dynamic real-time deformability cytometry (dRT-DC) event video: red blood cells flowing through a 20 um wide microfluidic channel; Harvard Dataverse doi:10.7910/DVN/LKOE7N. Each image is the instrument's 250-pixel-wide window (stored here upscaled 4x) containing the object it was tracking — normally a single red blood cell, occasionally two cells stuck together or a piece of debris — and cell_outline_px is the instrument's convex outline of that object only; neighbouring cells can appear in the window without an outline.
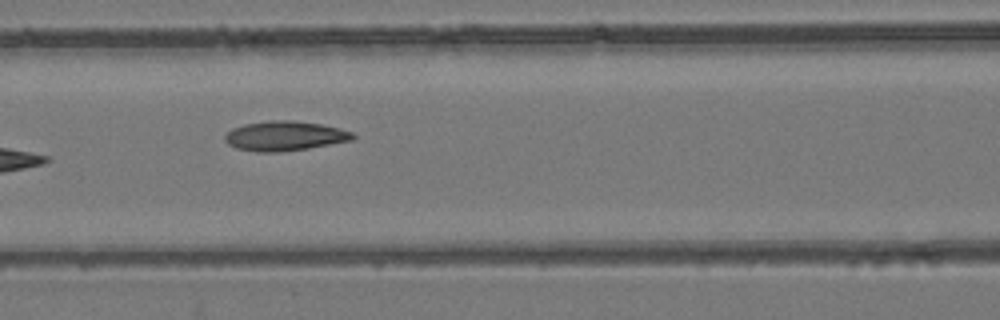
{"species": "common noctule bat (a hibernating species)", "species_latin": "Nyctalus noctula", "temperature_condition": "room temperature", "stored_images_in_passage": 7, "camera_frame_rate_fps": 3000, "um_per_image_px": 0.085, "animal": {"sex": "female", "body_mass_g": 24.6, "forearm_length_mm": 56.2}, "frame": {"image": 1, "passage_image": 6, "time_ms": 8.333, "image_size_px": [1000, 320], "cell_outline_px": [[356, 136], [352, 140], [308, 148], [276, 152], [256, 152], [236, 148], [228, 144], [224, 140], [224, 136], [232, 128], [244, 124], [268, 120], [292, 120], [320, 124], [340, 128], [352, 132]], "centroid_in_image_um": [24.18, 11.55], "position_along_channel_um": 142.4, "area_um2": 22.08}}
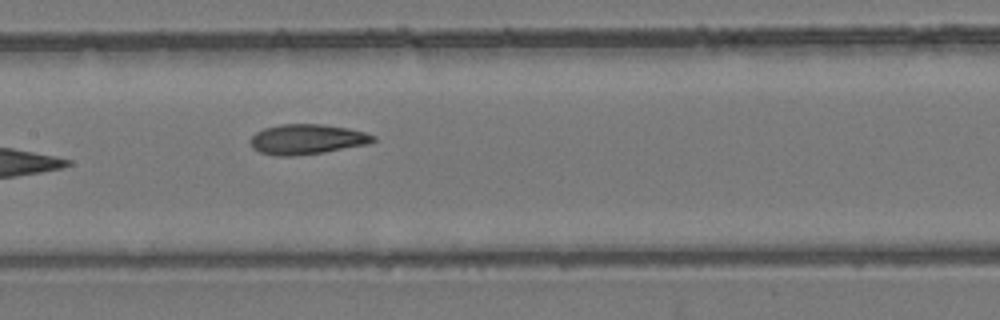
{"frame": {"image": 2, "passage_image": 7, "time_ms": 9.333, "image_size_px": [1000, 320], "cell_outline_px": [[376, 140], [368, 144], [324, 152], [292, 156], [276, 156], [260, 152], [252, 148], [248, 140], [256, 132], [264, 128], [280, 124], [324, 124], [348, 128], [364, 132], [376, 136]], "centroid_in_image_um": [26.07, 11.83], "position_along_channel_um": 181.3, "area_um2": 21.68}}